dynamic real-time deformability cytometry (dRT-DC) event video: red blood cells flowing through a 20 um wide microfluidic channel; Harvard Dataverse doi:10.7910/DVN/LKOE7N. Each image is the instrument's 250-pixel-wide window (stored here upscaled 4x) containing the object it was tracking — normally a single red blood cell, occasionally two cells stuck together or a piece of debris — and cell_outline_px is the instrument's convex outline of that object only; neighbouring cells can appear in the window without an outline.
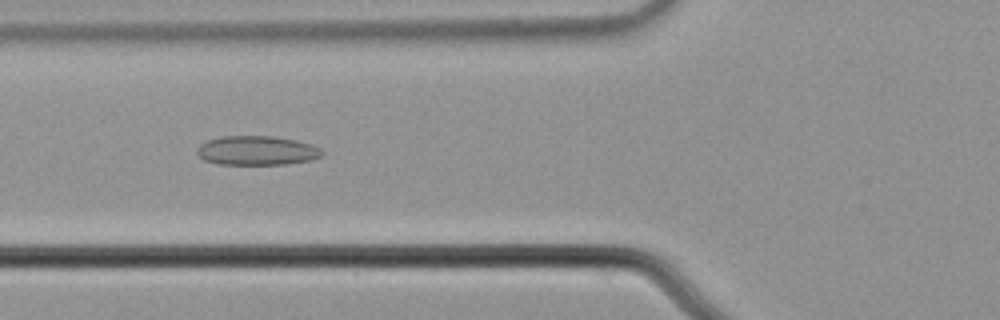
{"species": "common noctule bat (a hibernating species)", "species_latin": "Nyctalus noctula", "temperature_condition": "cold", "stored_images_in_passage": 7, "camera_frame_rate_fps": 3000, "um_per_image_px": 0.085, "animal": {"sex": "male", "body_mass_g": 21.5, "forearm_length_mm": 52.0}, "frame": {"image": 1, "passage_image": 6, "time_ms": 1.667, "image_size_px": [1000, 320], "cell_outline_px": [[324, 152], [320, 156], [312, 160], [284, 164], [216, 164], [204, 160], [196, 152], [196, 148], [200, 144], [208, 140], [220, 136], [272, 136], [296, 140], [312, 144], [320, 148]], "centroid_in_image_um": [21.82, 12.79], "position_along_channel_um": 104.0, "area_um2": 21.39}}
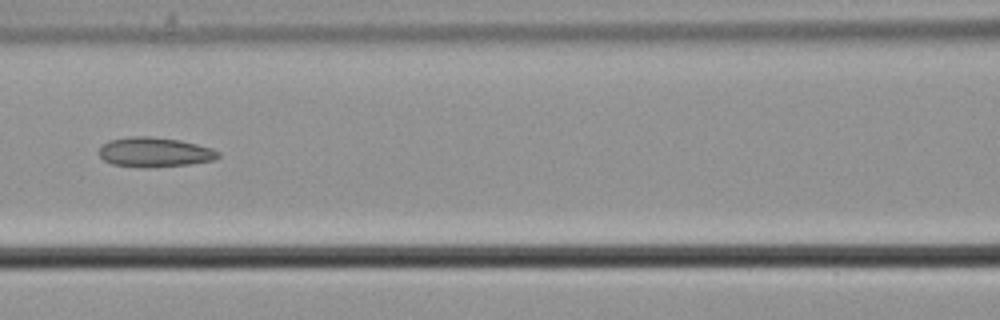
{"frame": {"image": 2, "passage_image": 7, "time_ms": 2.0, "image_size_px": [1000, 320], "cell_outline_px": [[220, 156], [212, 160], [188, 164], [148, 168], [144, 168], [112, 164], [104, 160], [100, 156], [100, 148], [108, 140], [132, 136], [148, 136], [180, 140], [212, 148], [220, 152]], "centroid_in_image_um": [13.14, 12.93], "position_along_channel_um": 153.5, "area_um2": 20.52}}